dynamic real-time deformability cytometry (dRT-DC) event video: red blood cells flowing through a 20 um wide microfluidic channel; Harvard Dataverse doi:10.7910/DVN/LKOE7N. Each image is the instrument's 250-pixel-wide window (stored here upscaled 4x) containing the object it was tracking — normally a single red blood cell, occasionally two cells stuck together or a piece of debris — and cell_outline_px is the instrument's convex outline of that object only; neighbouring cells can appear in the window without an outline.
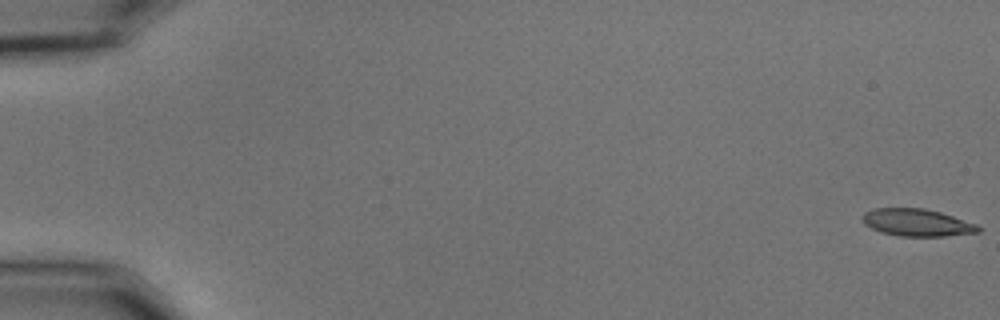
{"species": "common noctule bat (a hibernating species)", "species_latin": "Nyctalus noctula", "temperature_condition": "cold", "stored_images_in_passage": 56, "camera_frame_rate_fps": 3000, "um_per_image_px": 0.085, "animal": {"sex": "male", "body_mass_g": 15.6}, "frame": {"image": 1, "passage_image": 1, "time_ms": 0.0, "image_size_px": [1000, 320], "cell_outline_px": [[980, 232], [944, 236], [900, 236], [880, 232], [864, 224], [864, 212], [876, 208], [924, 208], [940, 212], [976, 224], [980, 228]], "centroid_in_image_um": [77.94, 18.92], "position_along_channel_um": 7.1, "area_um2": 18.21}}
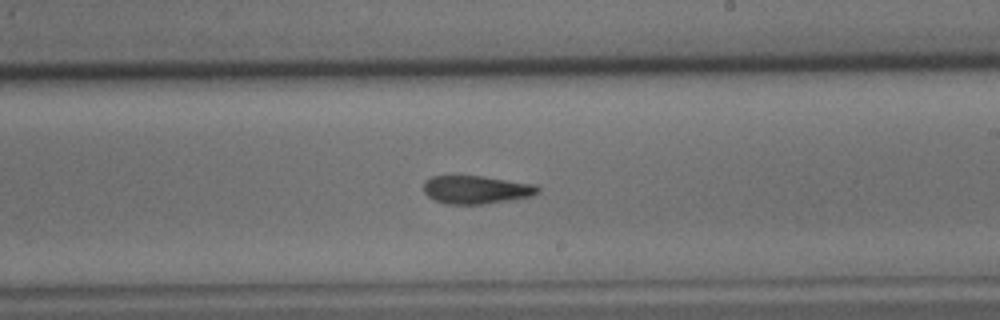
{"frame": {"image": 2, "passage_image": 34, "time_ms": 11.0, "image_size_px": [1000, 320], "cell_outline_px": [[540, 192], [532, 196], [484, 204], [444, 204], [428, 196], [424, 192], [424, 180], [432, 176], [484, 176], [536, 184], [540, 188]], "centroid_in_image_um": [40.5, 16.12], "position_along_channel_um": 248.5, "area_um2": 18.84}}
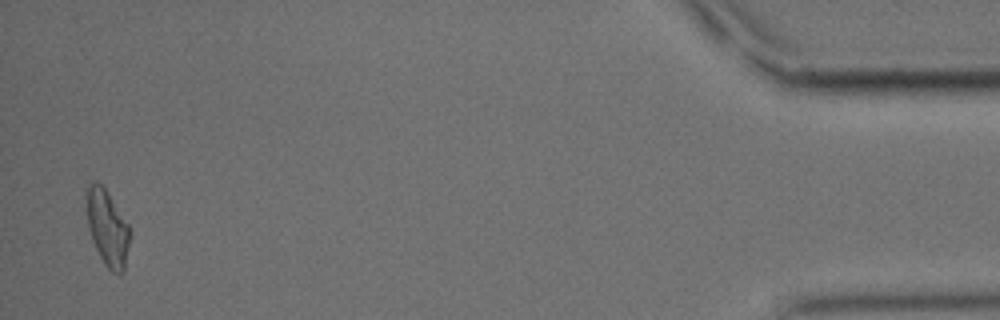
{"frame": {"image": 3, "passage_image": 55, "time_ms": 18.0, "image_size_px": [1000, 320], "cell_outline_px": [[132, 236], [124, 272], [112, 272], [104, 264], [92, 240], [88, 228], [88, 184], [96, 180], [108, 192], [128, 224], [132, 232]], "centroid_in_image_um": [9.19, 19.41], "position_along_channel_um": 426.0, "area_um2": 19.07}, "authors_computed_cell_mechanics": {"area_um2": 18.9584, "velocity_mm_per_s": 3.6595, "shape_relaxation_time_tau1_ms": 7.9151, "shape_relaxation_time_tau2_ms": 5.8945, "deformation_change_tau1": 0.1991, "deformation_change_tau2": 0.1613}}